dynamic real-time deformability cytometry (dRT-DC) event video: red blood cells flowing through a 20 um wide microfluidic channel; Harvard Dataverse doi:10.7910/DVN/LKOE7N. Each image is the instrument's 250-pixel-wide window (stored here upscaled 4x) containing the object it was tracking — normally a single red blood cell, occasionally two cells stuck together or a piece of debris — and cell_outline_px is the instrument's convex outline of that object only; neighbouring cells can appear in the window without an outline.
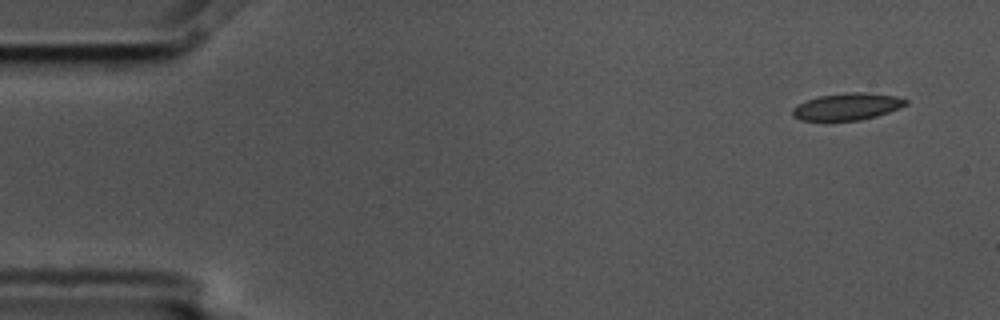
{"species": "common noctule bat (a hibernating species)", "species_latin": "Nyctalus noctula", "temperature_condition": "cold", "stored_images_in_passage": 14, "camera_frame_rate_fps": 3000, "um_per_image_px": 0.085, "animal": {"sex": "male", "body_mass_g": 17.5, "forearm_length_mm": 52.3}, "frame": {"image": 1, "passage_image": 1, "time_ms": 0.0, "image_size_px": [1000, 320], "cell_outline_px": [[908, 104], [900, 108], [876, 116], [860, 120], [800, 120], [792, 116], [792, 108], [808, 100], [820, 96], [848, 92], [868, 92], [896, 96], [908, 100]], "centroid_in_image_um": [72.05, 9.05], "position_along_channel_um": 13.0, "area_um2": 17.69}}
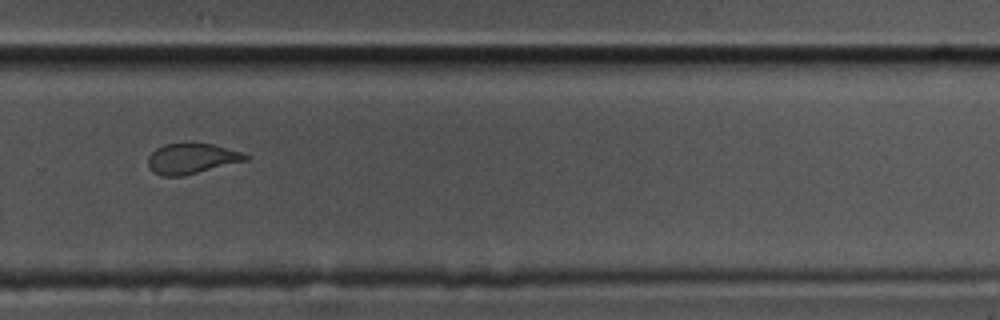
{"frame": {"image": 2, "passage_image": 10, "time_ms": 3.0, "image_size_px": [1000, 320], "cell_outline_px": [[252, 156], [248, 160], [180, 176], [164, 176], [152, 172], [148, 168], [148, 156], [156, 148], [164, 144], [212, 144], [244, 152]], "centroid_in_image_um": [16.3, 13.48], "position_along_channel_um": 313.5, "area_um2": 17.17}}
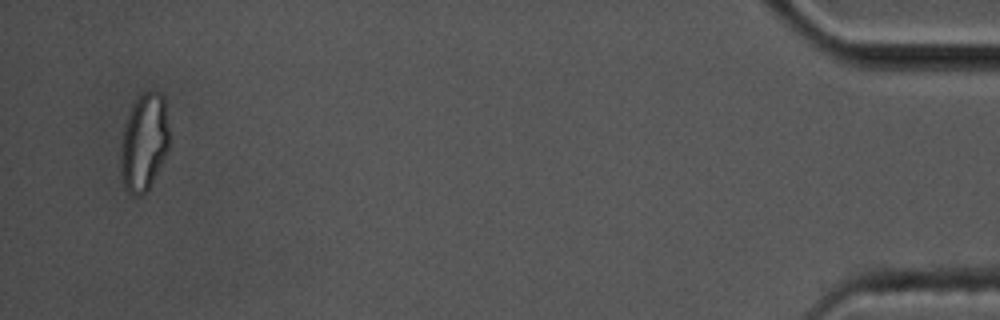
{"frame": {"image": 3, "passage_image": 14, "time_ms": 4.333, "image_size_px": [1000, 320], "cell_outline_px": [[168, 148], [148, 188], [140, 196], [132, 196], [124, 188], [120, 172], [120, 148], [124, 128], [128, 116], [140, 92], [148, 88], [152, 88], [160, 92], [164, 96], [168, 128]], "centroid_in_image_um": [12.22, 12.04], "position_along_channel_um": 423.0, "area_um2": 27.57}}